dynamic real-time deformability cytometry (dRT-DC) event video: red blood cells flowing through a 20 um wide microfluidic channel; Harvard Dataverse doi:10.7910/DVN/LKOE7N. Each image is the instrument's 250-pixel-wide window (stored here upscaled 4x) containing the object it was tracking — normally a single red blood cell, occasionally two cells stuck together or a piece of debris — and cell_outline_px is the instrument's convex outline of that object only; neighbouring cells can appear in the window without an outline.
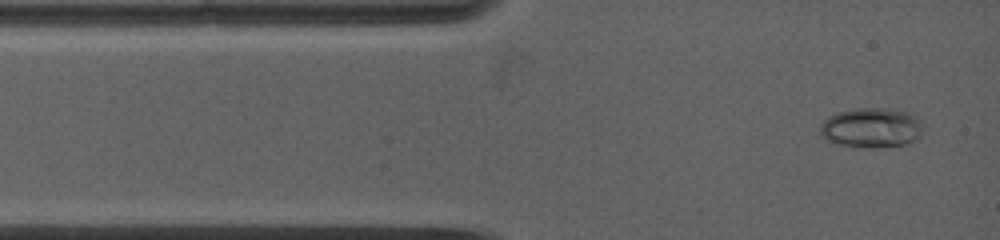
{"species": "common noctule bat (a hibernating species)", "species_latin": "Nyctalus noctula", "temperature_condition": "warm", "stored_images_in_passage": 38, "camera_frame_rate_fps": 5000, "um_per_image_px": 0.085, "animal": {"sex": "female", "body_mass_g": 19.0, "forearm_length_mm": 53.3}, "frame": {"image": 1, "passage_image": 1, "time_ms": 0.0, "image_size_px": [1000, 240], "cell_outline_px": [[920, 136], [908, 144], [876, 148], [852, 148], [836, 144], [828, 140], [820, 132], [820, 124], [828, 116], [840, 112], [860, 108], [880, 108], [908, 112], [916, 116], [920, 120]], "centroid_in_image_um": [74.04, 10.89], "position_along_channel_um": 11.0, "area_um2": 23.93}}
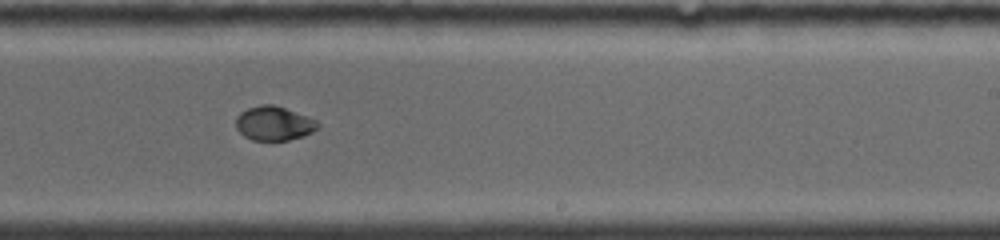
{"frame": {"image": 2, "passage_image": 13, "time_ms": 7.4, "image_size_px": [1000, 240], "cell_outline_px": [[320, 128], [304, 136], [288, 140], [252, 140], [244, 136], [236, 128], [236, 116], [240, 112], [248, 108], [260, 104], [272, 104], [284, 108], [316, 120], [320, 124]], "centroid_in_image_um": [23.28, 10.49], "position_along_channel_um": 265.7, "area_um2": 16.3}}
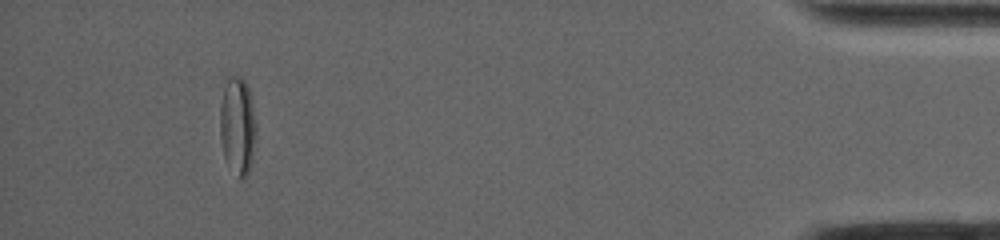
{"frame": {"image": 3, "passage_image": 33, "time_ms": 13.4, "image_size_px": [1000, 240], "cell_outline_px": [[256, 140], [252, 160], [248, 176], [244, 180], [240, 180], [224, 160], [220, 140], [220, 104], [224, 88], [228, 76], [240, 76], [244, 80], [248, 88], [252, 104], [256, 124]], "centroid_in_image_um": [20.19, 10.77], "position_along_channel_um": 415.0, "area_um2": 21.04}, "authors_computed_cell_mechanics": {"area_um2": 17.918, "velocity_mm_per_s": 3.9436, "shape_relaxation_time_tau1_ms": 10.7404, "shape_relaxation_time_tau2_ms": 1.8732, "deformation_change_tau1": 0.2731, "deformation_change_tau2": 0.029}}